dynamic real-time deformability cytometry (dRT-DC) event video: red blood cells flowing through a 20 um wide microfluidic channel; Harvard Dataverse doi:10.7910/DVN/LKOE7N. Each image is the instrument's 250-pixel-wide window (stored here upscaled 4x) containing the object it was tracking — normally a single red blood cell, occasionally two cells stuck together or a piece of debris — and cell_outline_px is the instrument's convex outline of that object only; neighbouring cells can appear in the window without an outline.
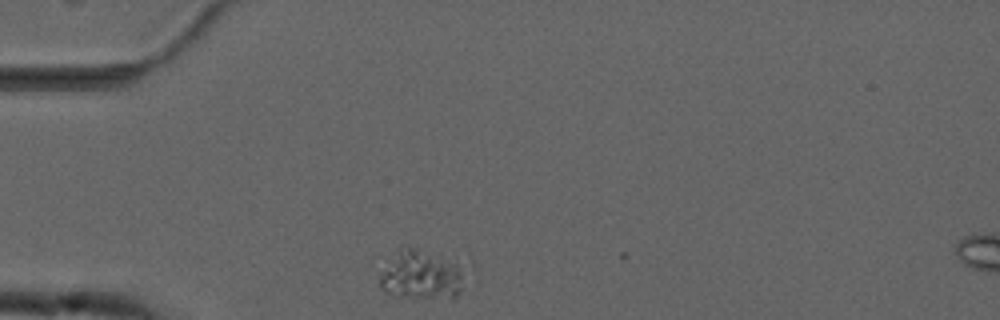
{"species": "common noctule bat (a hibernating species)", "species_latin": "Nyctalus noctula", "temperature_condition": "cold", "stored_images_in_passage": 11, "camera_frame_rate_fps": 3000, "um_per_image_px": 0.085, "animal": {"sex": "male", "forearm_length_mm": 52.5}, "frame": {"image": 1, "passage_image": 1, "time_ms": 0.0, "image_size_px": [1000, 320], "cell_outline_px": [[476, 268], [460, 292], [452, 300], [392, 296], [384, 292], [380, 288], [380, 276], [388, 260], [400, 244], [472, 260]], "centroid_in_image_um": [36.12, 23.3], "position_along_channel_um": 48.9, "area_um2": 27.98}}
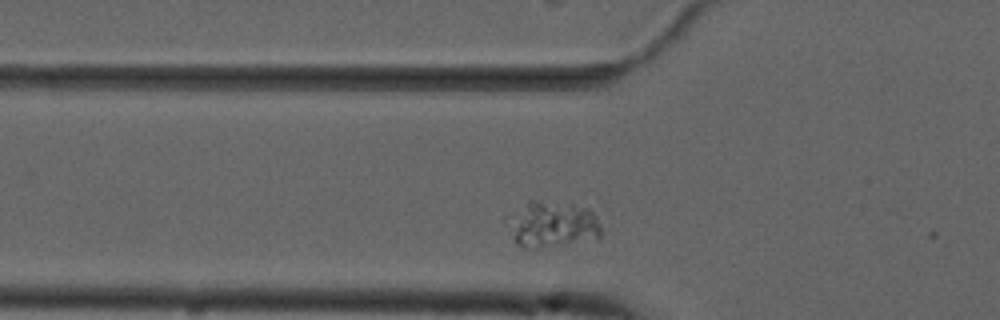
{"frame": {"image": 2, "passage_image": 5, "time_ms": 1.333, "image_size_px": [1000, 320], "cell_outline_px": [[600, 240], [540, 248], [536, 248], [520, 244], [516, 240], [504, 220], [504, 216], [528, 200], [536, 200], [572, 204], [588, 208], [596, 216], [600, 224]], "centroid_in_image_um": [46.94, 19.06], "position_along_channel_um": 78.9, "area_um2": 25.72}}
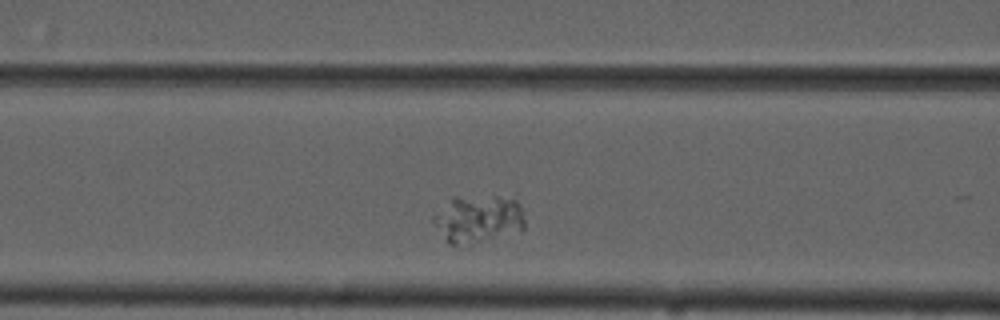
{"frame": {"image": 3, "passage_image": 9, "time_ms": 2.667, "image_size_px": [1000, 320], "cell_outline_px": [[524, 232], [456, 244], [448, 244], [432, 220], [432, 216], [452, 196], [496, 196], [516, 200], [520, 204], [524, 216]], "centroid_in_image_um": [40.67, 18.57], "position_along_channel_um": 125.9, "area_um2": 25.26}}